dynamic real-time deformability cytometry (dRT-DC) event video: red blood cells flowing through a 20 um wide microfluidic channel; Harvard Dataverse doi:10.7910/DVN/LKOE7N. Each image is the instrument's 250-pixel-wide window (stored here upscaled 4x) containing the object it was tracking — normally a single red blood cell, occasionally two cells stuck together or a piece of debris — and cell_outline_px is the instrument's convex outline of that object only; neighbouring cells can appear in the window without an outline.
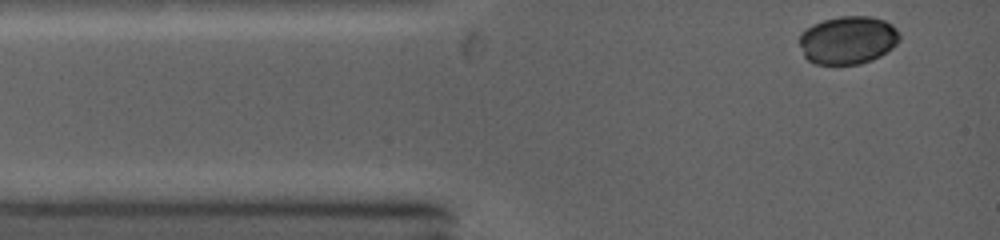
{"species": "common noctule bat (a hibernating species)", "species_latin": "Nyctalus noctula", "temperature_condition": "warm", "stored_images_in_passage": 19, "camera_frame_rate_fps": 5000, "um_per_image_px": 0.085, "animal": {"sex": "female", "body_mass_g": 19.0, "forearm_length_mm": 53.3}, "frame": {"image": 1, "passage_image": 1, "time_ms": 0.0, "image_size_px": [1000, 240], "cell_outline_px": [[900, 36], [896, 44], [892, 48], [880, 56], [856, 64], [816, 64], [808, 60], [804, 56], [800, 44], [800, 36], [812, 24], [824, 20], [840, 16], [868, 16], [884, 20]], "centroid_in_image_um": [72.04, 3.41], "position_along_channel_um": 13.0, "area_um2": 27.46}}
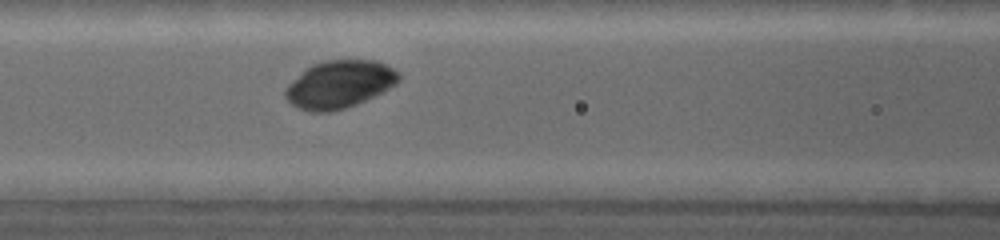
{"frame": {"image": 2, "passage_image": 10, "time_ms": 3.8, "image_size_px": [1000, 240], "cell_outline_px": [[400, 76], [392, 84], [380, 92], [356, 104], [332, 112], [308, 112], [292, 104], [284, 96], [284, 92], [312, 64], [320, 60], [376, 60], [392, 68]], "centroid_in_image_um": [28.83, 7.17], "position_along_channel_um": 137.8, "area_um2": 30.46}}
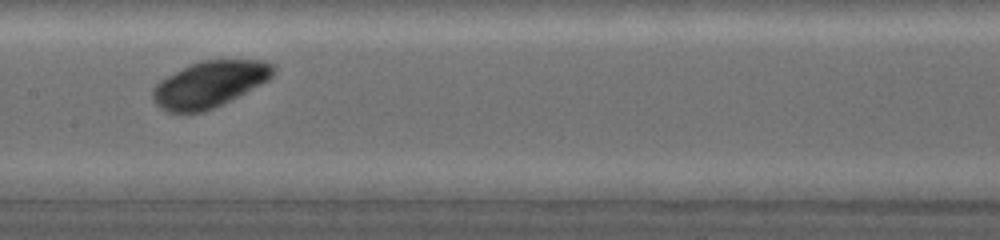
{"frame": {"image": 3, "passage_image": 13, "time_ms": 5.0, "image_size_px": [1000, 240], "cell_outline_px": [[276, 68], [272, 76], [236, 96], [204, 112], [168, 112], [160, 108], [156, 104], [152, 96], [152, 92], [156, 84], [168, 76], [188, 64], [200, 60], [264, 60], [276, 64]], "centroid_in_image_um": [17.78, 7.13], "position_along_channel_um": 189.6, "area_um2": 31.85}}